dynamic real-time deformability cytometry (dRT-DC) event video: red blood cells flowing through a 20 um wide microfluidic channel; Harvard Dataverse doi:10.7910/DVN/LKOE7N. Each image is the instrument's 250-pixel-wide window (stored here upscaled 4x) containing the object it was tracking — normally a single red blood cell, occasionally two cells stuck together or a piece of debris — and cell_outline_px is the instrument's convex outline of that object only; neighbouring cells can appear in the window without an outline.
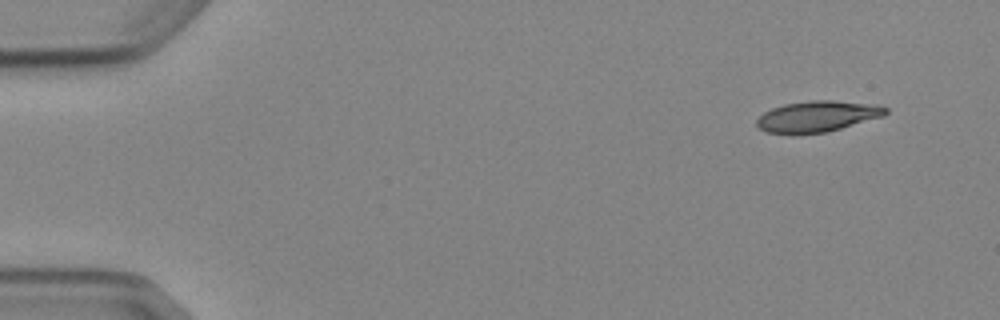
{"species": "Egyptian fruit bat (a non-hibernating species)", "species_latin": "Rousettus aegyptiacus", "temperature_condition": "cold", "stored_images_in_passage": 6, "camera_frame_rate_fps": 3000, "um_per_image_px": 0.085, "animal": {"sex": "female"}, "frame": {"image": 1, "passage_image": 1, "time_ms": 0.0, "image_size_px": [1000, 320], "cell_outline_px": [[888, 112], [884, 116], [828, 132], [768, 132], [760, 128], [756, 124], [756, 120], [764, 112], [772, 108], [784, 104], [808, 100], [832, 100], [876, 104], [888, 108]], "centroid_in_image_um": [69.54, 9.86], "position_along_channel_um": 15.5, "area_um2": 22.95}}
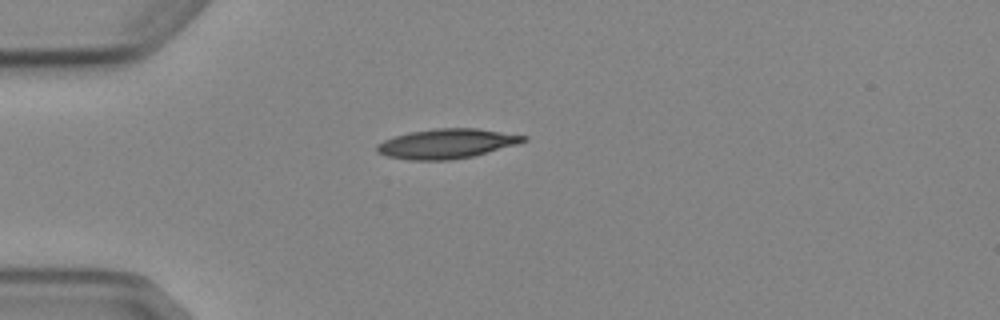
{"frame": {"image": 2, "passage_image": 3, "time_ms": 3.333, "image_size_px": [1000, 320], "cell_outline_px": [[528, 140], [516, 144], [488, 152], [472, 156], [452, 160], [408, 160], [388, 156], [376, 152], [376, 144], [384, 140], [408, 132], [436, 128], [476, 128], [528, 136]], "centroid_in_image_um": [37.95, 12.21], "position_along_channel_um": 47.1, "area_um2": 25.26}}
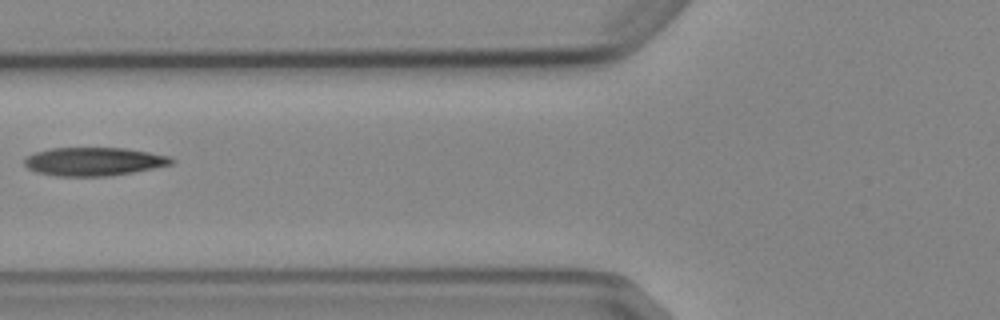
{"frame": {"image": 3, "passage_image": 5, "time_ms": 5.667, "image_size_px": [1000, 320], "cell_outline_px": [[176, 160], [172, 164], [112, 176], [56, 176], [36, 172], [28, 168], [24, 164], [24, 160], [28, 156], [36, 152], [52, 148], [124, 148], [172, 156]], "centroid_in_image_um": [8.0, 13.73], "position_along_channel_um": 117.8, "area_um2": 24.28}}